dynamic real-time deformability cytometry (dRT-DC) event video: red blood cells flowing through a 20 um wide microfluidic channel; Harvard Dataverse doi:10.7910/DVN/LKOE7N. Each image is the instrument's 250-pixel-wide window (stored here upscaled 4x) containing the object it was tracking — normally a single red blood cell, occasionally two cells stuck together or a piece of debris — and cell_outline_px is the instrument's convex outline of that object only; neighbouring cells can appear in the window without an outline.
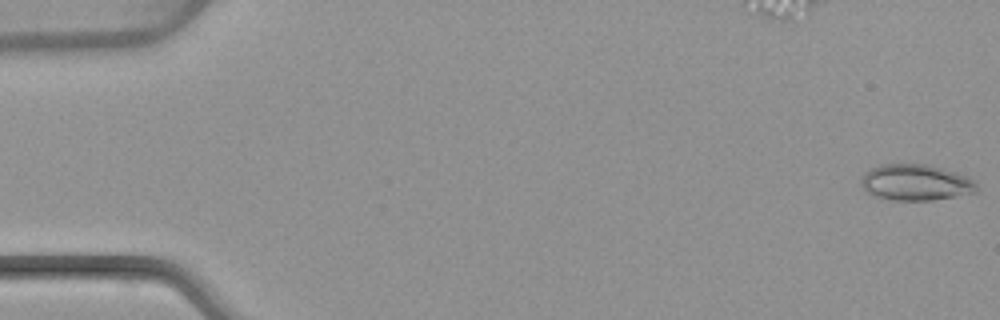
{"species": "common noctule bat (a hibernating species)", "species_latin": "Nyctalus noctula", "temperature_condition": "warm", "stored_images_in_passage": 50, "camera_frame_rate_fps": 3000, "um_per_image_px": 0.085, "animal": {"sex": "female", "body_mass_g": 22.7, "forearm_length_mm": 54.2}, "frame": {"image": 1, "passage_image": 1, "time_ms": 0.0, "image_size_px": [1000, 320], "cell_outline_px": [[980, 188], [976, 192], [956, 196], [932, 200], [892, 200], [876, 196], [868, 192], [860, 184], [860, 176], [864, 172], [880, 164], [924, 164], [944, 168], [960, 172], [976, 180]], "centroid_in_image_um": [77.89, 15.49], "position_along_channel_um": 7.1, "area_um2": 24.74}}
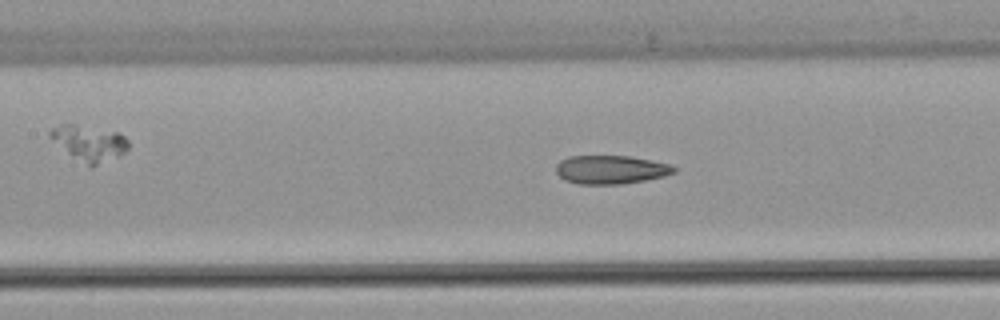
{"frame": {"image": 2, "passage_image": 23, "time_ms": 7.333, "image_size_px": [1000, 320], "cell_outline_px": [[676, 172], [664, 176], [644, 180], [620, 184], [580, 184], [564, 180], [556, 172], [556, 164], [560, 160], [568, 156], [628, 156], [672, 164], [676, 168]], "centroid_in_image_um": [51.91, 14.41], "position_along_channel_um": 155.5, "area_um2": 19.65}}
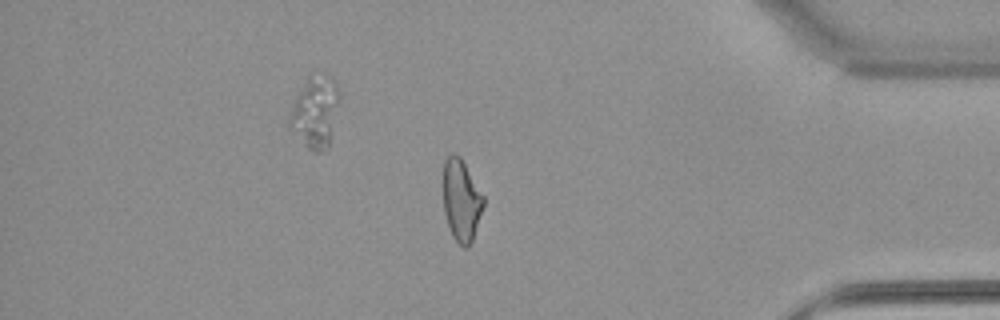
{"frame": {"image": 3, "passage_image": 43, "time_ms": 14.0, "image_size_px": [1000, 320], "cell_outline_px": [[484, 204], [472, 240], [468, 248], [464, 248], [452, 236], [444, 212], [444, 160], [452, 152], [460, 156], [484, 196]], "centroid_in_image_um": [39.21, 17.01], "position_along_channel_um": 396.0, "area_um2": 18.96}, "authors_computed_cell_mechanics": {"area_um2": 20.3456, "velocity_mm_per_s": 4.0811, "shape_relaxation_time_tau1_ms": 10.8774, "shape_relaxation_time_tau2_ms": 2.1589, "deformation_change_tau1": 0.2388, "deformation_change_tau2": 0.0925}}